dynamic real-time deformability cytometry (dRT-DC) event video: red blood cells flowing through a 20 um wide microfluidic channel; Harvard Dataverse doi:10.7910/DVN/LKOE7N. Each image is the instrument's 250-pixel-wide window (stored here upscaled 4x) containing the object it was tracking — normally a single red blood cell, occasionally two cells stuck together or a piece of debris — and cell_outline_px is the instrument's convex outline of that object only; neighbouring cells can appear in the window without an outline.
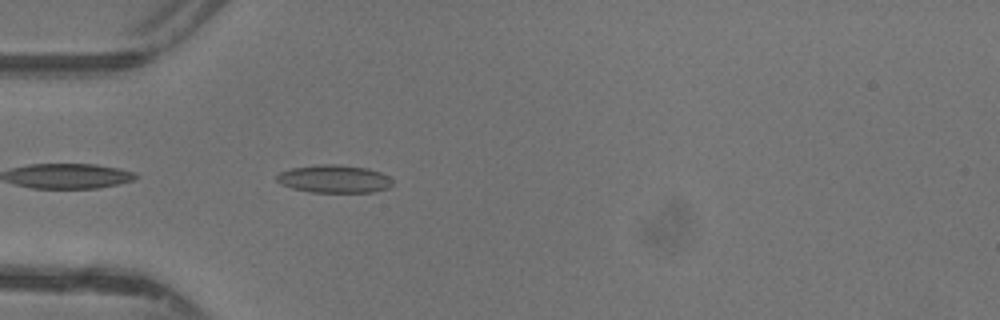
{"species": "common noctule bat (a hibernating species)", "species_latin": "Nyctalus noctula", "temperature_condition": "warm", "stored_images_in_passage": 35, "camera_frame_rate_fps": 3000, "um_per_image_px": 0.085, "animal": {"sex": "female"}, "frame": {"image": 1, "passage_image": 2, "time_ms": 0.333, "image_size_px": [1000, 320], "cell_outline_px": [[392, 184], [388, 188], [372, 192], [312, 192], [292, 188], [280, 184], [276, 180], [276, 176], [280, 172], [292, 168], [320, 164], [336, 164], [368, 168], [380, 172], [388, 176], [392, 180]], "centroid_in_image_um": [28.4, 15.2], "position_along_channel_um": 56.6, "area_um2": 18.79}}
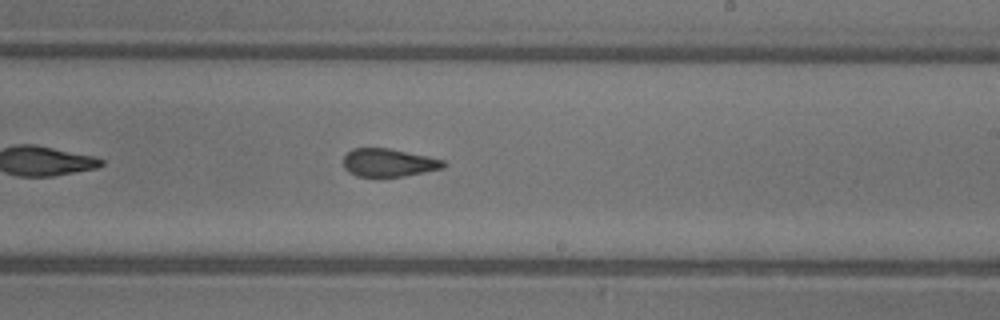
{"frame": {"image": 2, "passage_image": 16, "time_ms": 5.0, "image_size_px": [1000, 320], "cell_outline_px": [[448, 164], [444, 168], [404, 176], [356, 176], [348, 172], [344, 168], [344, 156], [352, 148], [388, 148], [428, 156], [444, 160]], "centroid_in_image_um": [33.05, 13.82], "position_along_channel_um": 256.0, "area_um2": 16.36}}
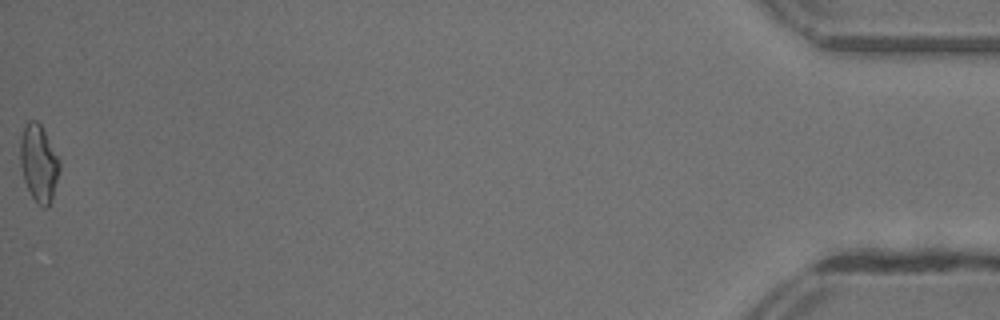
{"frame": {"image": 3, "passage_image": 35, "time_ms": 11.333, "image_size_px": [1000, 320], "cell_outline_px": [[60, 168], [52, 196], [48, 208], [44, 208], [36, 204], [24, 180], [20, 164], [20, 140], [24, 128], [28, 120], [36, 120], [40, 124], [60, 160]], "centroid_in_image_um": [3.29, 13.88], "position_along_channel_um": 431.9, "area_um2": 17.46}, "authors_computed_cell_mechanics": {"area_um2": 17.2822, "velocity_mm_per_s": 4.3971, "shape_relaxation_time_tau1_ms": null, "shape_relaxation_time_tau2_ms": 1.863, "deformation_change_tau1": null, "deformation_change_tau2": 0.1109}}